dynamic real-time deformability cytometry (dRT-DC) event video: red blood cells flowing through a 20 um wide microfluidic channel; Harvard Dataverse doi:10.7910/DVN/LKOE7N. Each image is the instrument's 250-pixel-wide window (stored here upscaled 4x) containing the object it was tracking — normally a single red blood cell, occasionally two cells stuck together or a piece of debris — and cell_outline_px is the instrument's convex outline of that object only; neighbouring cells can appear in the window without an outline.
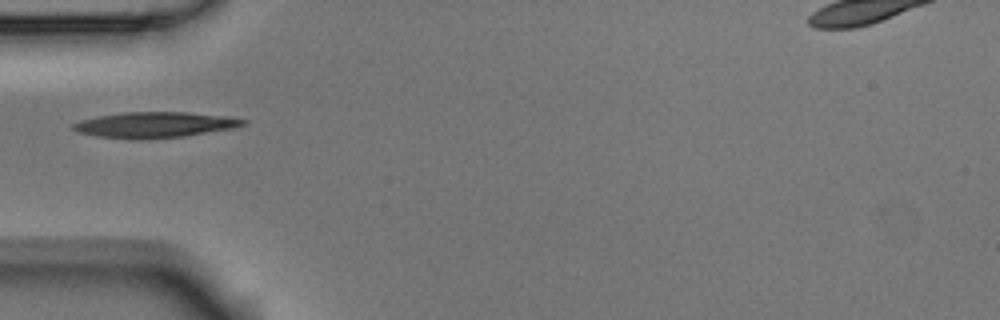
{"species": "Egyptian fruit bat (a non-hibernating species)", "species_latin": "Rousettus aegyptiacus", "temperature_condition": "room temperature", "stored_images_in_passage": 5, "camera_frame_rate_fps": 3000, "um_per_image_px": 0.085, "animal": {"sex": "male"}, "frame": {"image": 1, "passage_image": 3, "time_ms": 0.667, "image_size_px": [1000, 320], "cell_outline_px": [[248, 120], [244, 124], [232, 128], [184, 136], [140, 140], [136, 140], [96, 136], [80, 132], [72, 128], [72, 124], [80, 120], [96, 116], [124, 112], [188, 112], [228, 116]], "centroid_in_image_um": [13.13, 10.61], "position_along_channel_um": 71.9, "area_um2": 25.49}}
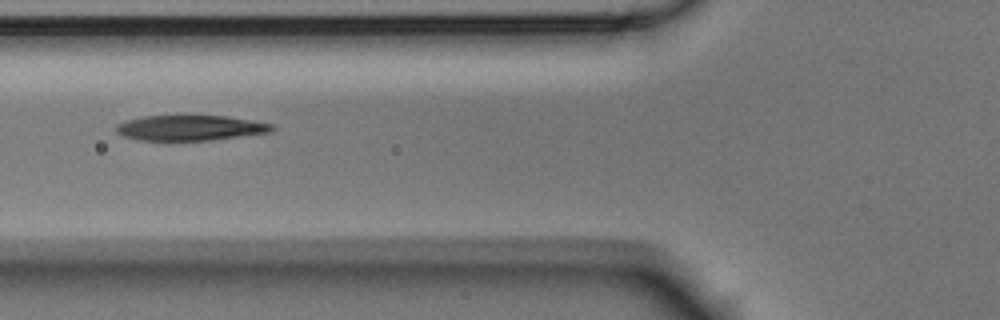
{"frame": {"image": 2, "passage_image": 4, "time_ms": 1.0, "image_size_px": [1000, 320], "cell_outline_px": [[276, 128], [272, 132], [212, 140], [140, 140], [124, 136], [116, 132], [116, 124], [128, 120], [144, 116], [224, 116], [252, 120], [276, 124]], "centroid_in_image_um": [16.23, 10.87], "position_along_channel_um": 109.6, "area_um2": 22.95}}
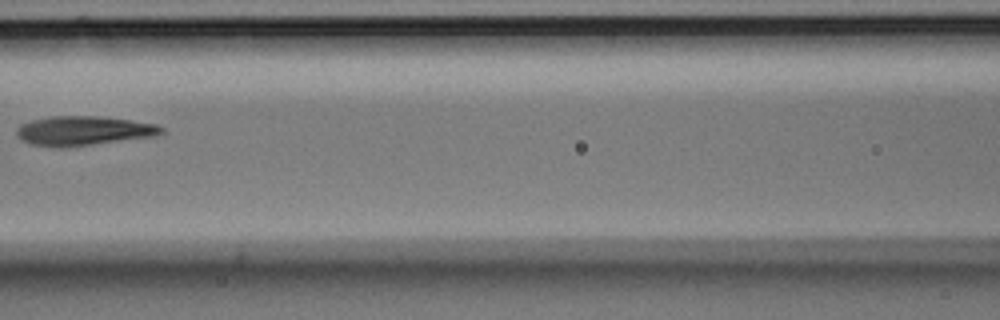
{"frame": {"image": 3, "passage_image": 5, "time_ms": 1.333, "image_size_px": [1000, 320], "cell_outline_px": [[164, 132], [152, 136], [64, 148], [56, 148], [32, 144], [16, 136], [16, 128], [20, 124], [32, 120], [52, 116], [96, 116], [128, 120], [156, 124], [164, 128]], "centroid_in_image_um": [7.04, 11.12], "position_along_channel_um": 159.6, "area_um2": 24.57}}